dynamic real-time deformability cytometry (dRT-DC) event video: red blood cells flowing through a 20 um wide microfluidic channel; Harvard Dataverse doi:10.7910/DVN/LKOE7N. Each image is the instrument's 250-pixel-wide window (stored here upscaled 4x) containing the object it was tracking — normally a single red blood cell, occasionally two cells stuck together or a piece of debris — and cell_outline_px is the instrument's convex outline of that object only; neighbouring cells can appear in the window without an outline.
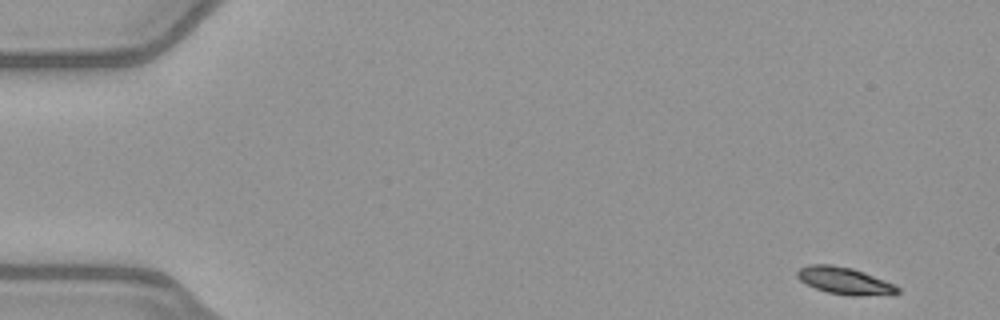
{"species": "common noctule bat (a hibernating species)", "species_latin": "Nyctalus noctula", "temperature_condition": "warm", "stored_images_in_passage": 50, "camera_frame_rate_fps": 3000, "um_per_image_px": 0.085, "animal": {"sex": "female", "body_mass_g": 21.9}, "frame": {"image": 1, "passage_image": 1, "time_ms": 0.0, "image_size_px": [1000, 320], "cell_outline_px": [[900, 292], [860, 296], [856, 296], [828, 292], [816, 288], [800, 280], [796, 276], [796, 272], [800, 268], [808, 264], [832, 264], [852, 268], [864, 272], [896, 284], [900, 288]], "centroid_in_image_um": [71.78, 23.84], "position_along_channel_um": 13.2, "area_um2": 15.66}}
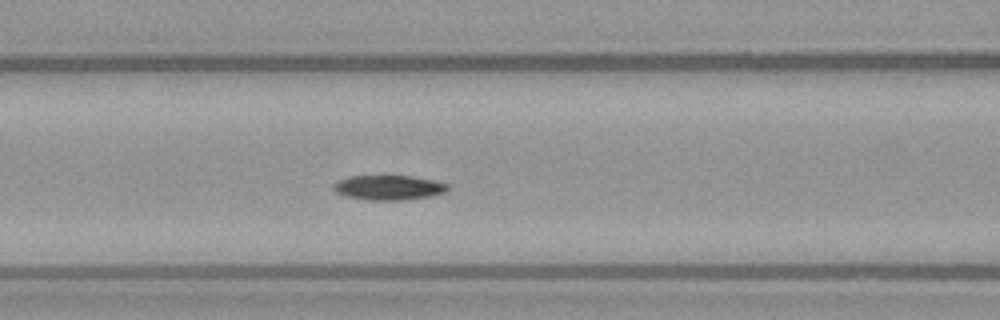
{"frame": {"image": 2, "passage_image": 20, "time_ms": 6.333, "image_size_px": [1000, 320], "cell_outline_px": [[448, 192], [432, 196], [404, 200], [368, 200], [348, 196], [336, 192], [332, 188], [332, 184], [336, 180], [348, 176], [384, 172], [388, 172], [412, 176], [432, 180], [448, 184]], "centroid_in_image_um": [33.0, 15.88], "position_along_channel_um": 133.6, "area_um2": 17.57}}
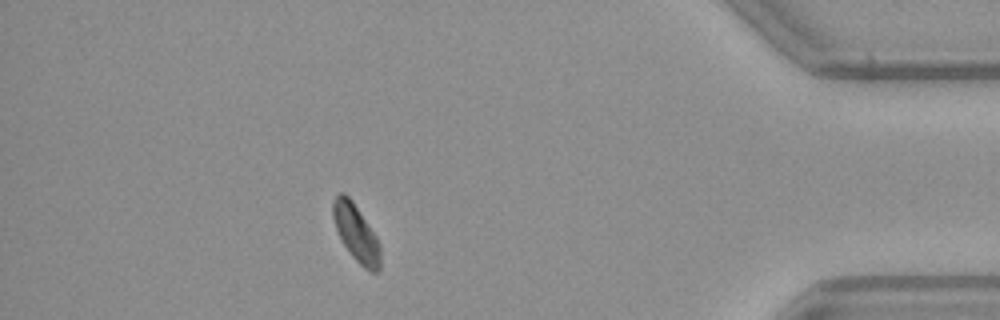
{"frame": {"image": 3, "passage_image": 44, "time_ms": 14.333, "image_size_px": [1000, 320], "cell_outline_px": [[380, 268], [376, 272], [372, 272], [364, 268], [352, 256], [344, 244], [336, 228], [332, 216], [332, 204], [336, 196], [340, 192], [344, 192], [352, 200], [376, 236], [380, 244]], "centroid_in_image_um": [30.27, 19.8], "position_along_channel_um": 404.9, "area_um2": 15.49}, "authors_computed_cell_mechanics": {"area_um2": 16.3285, "velocity_mm_per_s": 3.9843, "shape_relaxation_time_tau1_ms": 2.8182, "shape_relaxation_time_tau2_ms": null, "deformation_change_tau1": 0.1003, "deformation_change_tau2": null}}